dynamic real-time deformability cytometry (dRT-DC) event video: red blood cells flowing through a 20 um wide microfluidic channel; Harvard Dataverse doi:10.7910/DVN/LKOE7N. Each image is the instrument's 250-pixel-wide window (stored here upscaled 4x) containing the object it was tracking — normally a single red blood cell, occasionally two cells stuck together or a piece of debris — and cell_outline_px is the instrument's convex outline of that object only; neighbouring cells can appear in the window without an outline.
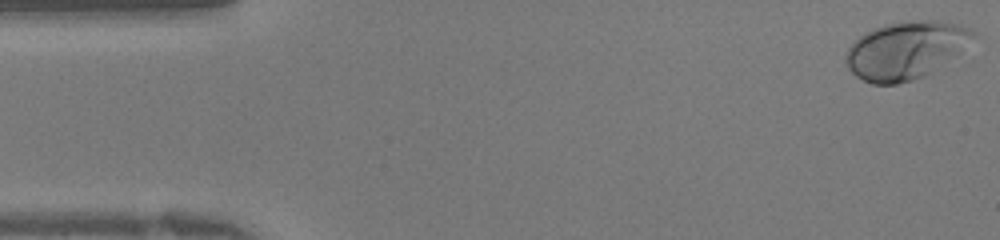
{"species": "human", "species_latin": "Homo sapiens", "temperature_condition": "warm", "stored_images_in_passage": 42, "camera_frame_rate_fps": 3000, "um_per_image_px": 0.085, "donor": {"sex": "female"}, "frame": {"image": 1, "passage_image": 1, "time_ms": 0.0, "image_size_px": [1000, 240], "cell_outline_px": [[976, 36], [940, 64], [924, 76], [912, 80], [896, 84], [872, 84], [856, 76], [848, 68], [844, 60], [848, 48], [864, 32], [872, 28], [884, 24], [920, 20], [936, 20], [960, 24], [972, 28], [976, 32]], "centroid_in_image_um": [76.92, 4.25], "position_along_channel_um": 8.1, "area_um2": 42.02}}
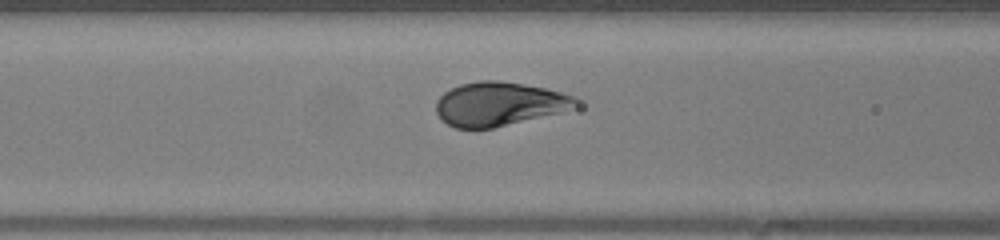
{"frame": {"image": 2, "passage_image": 16, "time_ms": 5.0, "image_size_px": [1000, 240], "cell_outline_px": [[576, 100], [560, 112], [492, 128], [456, 128], [448, 124], [436, 112], [436, 100], [444, 92], [460, 84], [480, 80], [500, 80], [524, 84], [544, 88], [576, 96]], "centroid_in_image_um": [42.33, 8.82], "position_along_channel_um": 124.3, "area_um2": 34.97}}
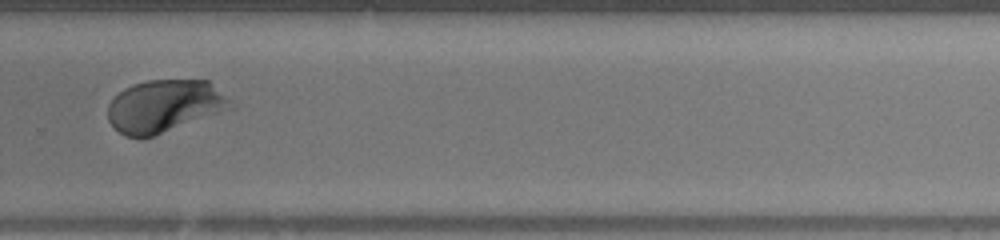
{"frame": {"image": 3, "passage_image": 28, "time_ms": 9.0, "image_size_px": [1000, 240], "cell_outline_px": [[236, 108], [152, 136], [124, 136], [108, 120], [108, 104], [124, 88], [132, 84], [148, 80], [208, 80], [232, 100], [236, 104]], "centroid_in_image_um": [14.05, 9.0], "position_along_channel_um": 315.7, "area_um2": 37.57}}